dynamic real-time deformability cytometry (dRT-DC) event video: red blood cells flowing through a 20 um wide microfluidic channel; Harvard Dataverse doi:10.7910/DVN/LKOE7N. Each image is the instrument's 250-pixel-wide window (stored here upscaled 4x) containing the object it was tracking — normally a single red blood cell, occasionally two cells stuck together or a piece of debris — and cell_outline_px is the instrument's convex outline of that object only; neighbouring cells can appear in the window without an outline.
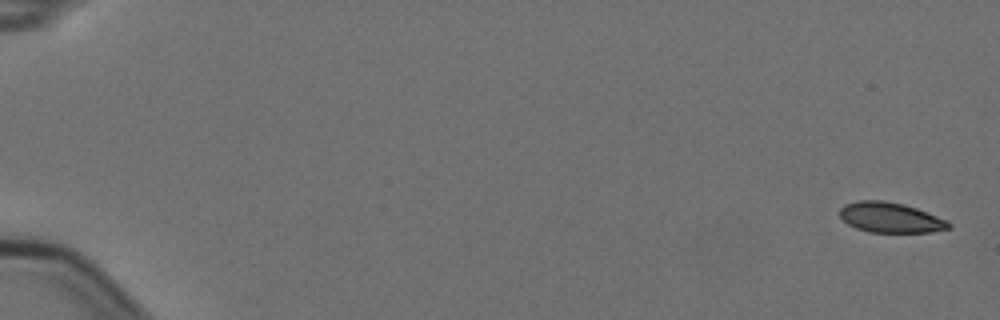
{"species": "Egyptian fruit bat (a non-hibernating species)", "species_latin": "Rousettus aegyptiacus", "temperature_condition": "cold", "stored_images_in_passage": 6, "camera_frame_rate_fps": 3000, "um_per_image_px": 0.085, "animal": {"sex": "female"}, "frame": {"image": 1, "passage_image": 1, "time_ms": 0.0, "image_size_px": [1000, 320], "cell_outline_px": [[952, 224], [948, 228], [932, 232], [868, 232], [856, 228], [848, 224], [840, 216], [840, 208], [844, 204], [860, 200], [884, 200], [904, 204], [916, 208], [948, 220]], "centroid_in_image_um": [75.68, 18.48], "position_along_channel_um": 9.3, "area_um2": 19.19}}
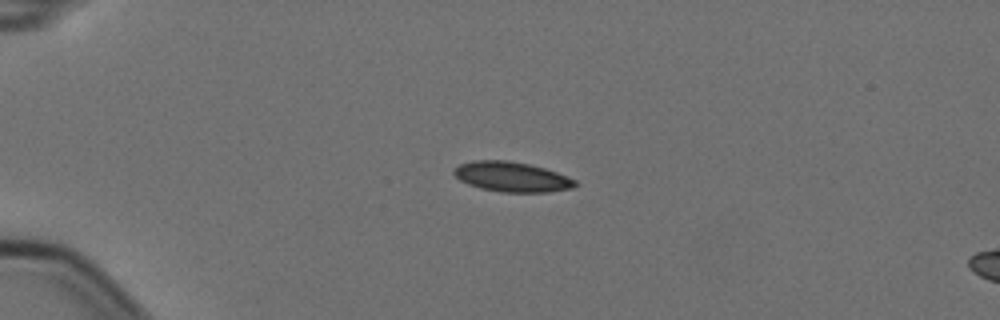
{"frame": {"image": 2, "passage_image": 5, "time_ms": 1.333, "image_size_px": [1000, 320], "cell_outline_px": [[576, 184], [572, 188], [548, 192], [504, 192], [480, 188], [468, 184], [460, 180], [452, 172], [460, 164], [472, 160], [508, 160], [528, 164], [544, 168], [556, 172], [576, 180]], "centroid_in_image_um": [43.49, 15.02], "position_along_channel_um": 41.5, "area_um2": 20.98}}